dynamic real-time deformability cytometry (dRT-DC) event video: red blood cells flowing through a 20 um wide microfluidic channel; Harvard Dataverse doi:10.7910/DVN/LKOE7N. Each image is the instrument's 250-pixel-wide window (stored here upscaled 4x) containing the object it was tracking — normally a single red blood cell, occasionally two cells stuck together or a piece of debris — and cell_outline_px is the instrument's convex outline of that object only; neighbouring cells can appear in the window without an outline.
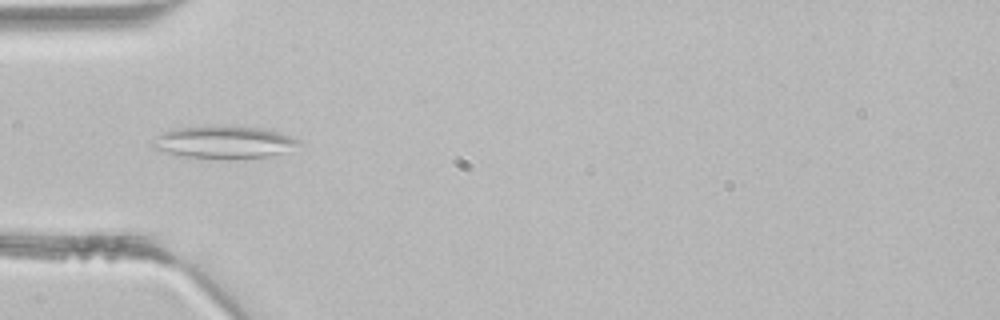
{"species": "common noctule bat (a hibernating species)", "species_latin": "Nyctalus noctula", "temperature_condition": "room temperature", "stored_images_in_passage": 4, "camera_frame_rate_fps": 3000, "um_per_image_px": 0.085, "animal": {"sex": "male", "body_mass_g": 21.5, "forearm_length_mm": 52.0}, "frame": {"image": 1, "passage_image": 4, "time_ms": 1.0, "image_size_px": [1000, 320], "cell_outline_px": [[304, 144], [268, 156], [228, 160], [176, 156], [164, 152], [156, 148], [152, 144], [156, 136], [172, 128], [260, 128], [280, 132], [300, 140]], "centroid_in_image_um": [19.04, 12.14], "position_along_channel_um": 66.0, "area_um2": 27.05}}